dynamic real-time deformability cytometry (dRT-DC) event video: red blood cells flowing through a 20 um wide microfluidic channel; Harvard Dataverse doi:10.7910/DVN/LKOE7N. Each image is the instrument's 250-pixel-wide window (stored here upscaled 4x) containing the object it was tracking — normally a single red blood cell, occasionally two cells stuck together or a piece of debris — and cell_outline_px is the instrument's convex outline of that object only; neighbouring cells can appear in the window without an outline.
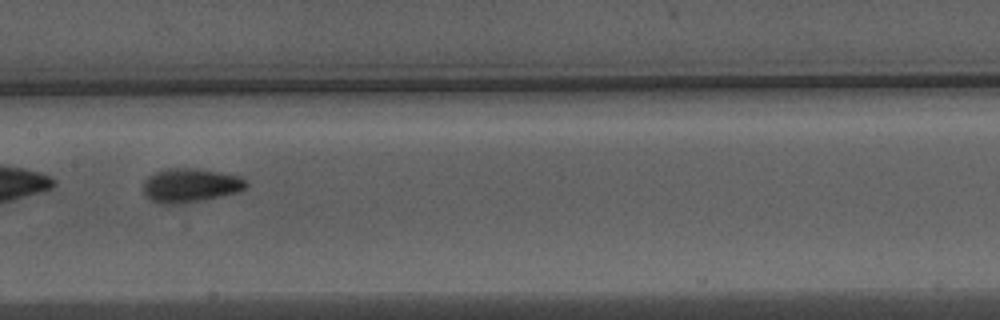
{"species": "Egyptian fruit bat (a non-hibernating species)", "species_latin": "Rousettus aegyptiacus", "temperature_condition": "warm", "stored_images_in_passage": 40, "camera_frame_rate_fps": 3000, "um_per_image_px": 0.085, "animal": {"sex": "male"}, "frame": {"image": 1, "passage_image": 13, "time_ms": 4.0, "image_size_px": [1000, 320], "cell_outline_px": [[248, 184], [244, 188], [236, 192], [220, 196], [180, 204], [156, 204], [144, 192], [144, 180], [148, 176], [156, 172], [168, 168], [192, 168], [240, 176]], "centroid_in_image_um": [16.14, 15.76], "position_along_channel_um": 191.3, "area_um2": 20.0}, "authors_computed_cell_mechanics": {"area_um2": 18.9006, "velocity_mm_per_s": 3.7419, "shape_relaxation_time_tau1_ms": null, "shape_relaxation_time_tau2_ms": 1.3405, "deformation_change_tau1": null, "deformation_change_tau2": 0.0512}}